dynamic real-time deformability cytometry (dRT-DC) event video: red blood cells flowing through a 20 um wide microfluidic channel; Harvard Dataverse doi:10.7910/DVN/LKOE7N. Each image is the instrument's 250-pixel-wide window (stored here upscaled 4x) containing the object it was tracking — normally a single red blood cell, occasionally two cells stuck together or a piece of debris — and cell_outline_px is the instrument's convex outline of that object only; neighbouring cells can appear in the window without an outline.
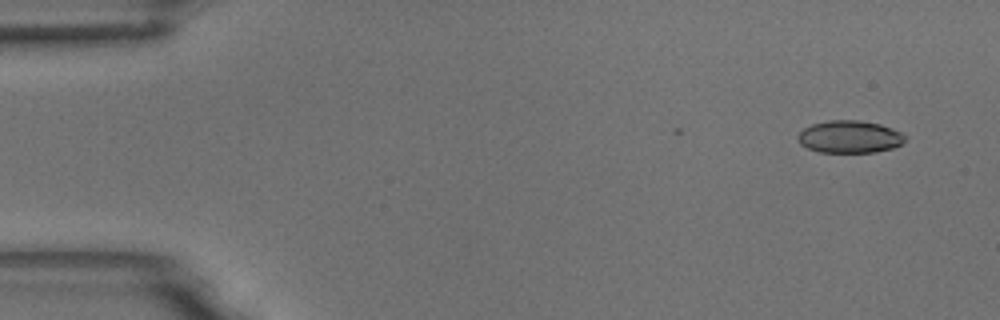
{"species": "common noctule bat (a hibernating species)", "species_latin": "Nyctalus noctula", "temperature_condition": "room temperature", "stored_images_in_passage": 4, "camera_frame_rate_fps": 3000, "um_per_image_px": 0.085, "animal": {"sex": "male", "body_mass_g": 18.8}, "frame": {"image": 1, "passage_image": 1, "time_ms": 0.0, "image_size_px": [1000, 320], "cell_outline_px": [[908, 136], [900, 144], [892, 148], [876, 152], [820, 152], [808, 148], [800, 144], [796, 136], [804, 128], [812, 124], [828, 120], [860, 120], [880, 124], [892, 128]], "centroid_in_image_um": [72.21, 11.62], "position_along_channel_um": 12.8, "area_um2": 20.29}}